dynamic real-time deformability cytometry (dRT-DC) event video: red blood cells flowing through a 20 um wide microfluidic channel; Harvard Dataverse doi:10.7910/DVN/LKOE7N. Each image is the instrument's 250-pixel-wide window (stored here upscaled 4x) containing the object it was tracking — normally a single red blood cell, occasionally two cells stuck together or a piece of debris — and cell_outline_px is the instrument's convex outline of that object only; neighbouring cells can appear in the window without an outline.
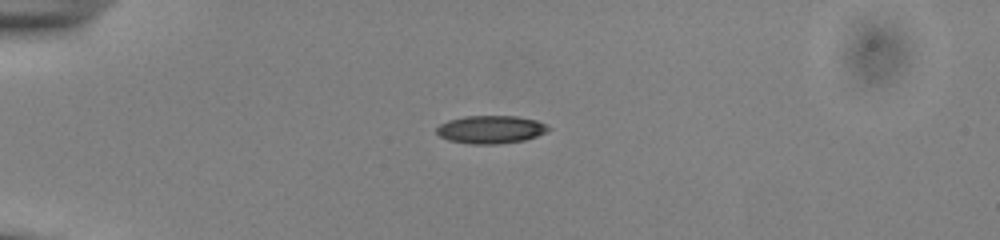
{"species": "common noctule bat (a hibernating species)", "species_latin": "Nyctalus noctula", "temperature_condition": "cold", "stored_images_in_passage": 41, "camera_frame_rate_fps": 3000, "um_per_image_px": 0.085, "animal": {"sex": "male", "body_mass_g": 13.0, "forearm_length_mm": 53.1}, "frame": {"image": 1, "passage_image": 1, "time_ms": 0.0, "image_size_px": [1000, 240], "cell_outline_px": [[552, 128], [536, 136], [524, 140], [496, 144], [472, 144], [448, 140], [440, 136], [436, 132], [436, 128], [440, 124], [448, 120], [464, 116], [516, 116], [536, 120], [548, 124]], "centroid_in_image_um": [41.71, 11.0], "position_along_channel_um": 43.3, "area_um2": 18.21}}
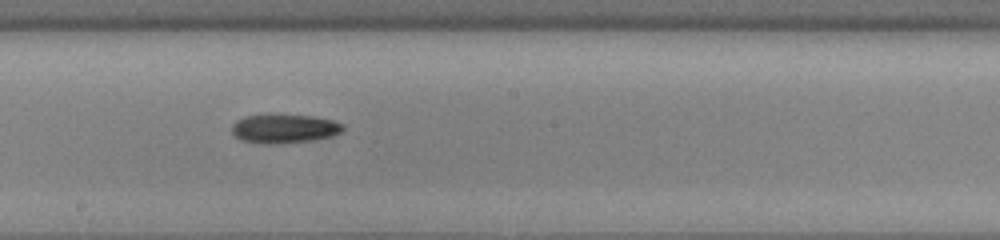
{"frame": {"image": 2, "passage_image": 18, "time_ms": 5.667, "image_size_px": [1000, 240], "cell_outline_px": [[344, 128], [340, 132], [332, 136], [312, 140], [276, 144], [260, 144], [240, 140], [232, 136], [232, 124], [236, 120], [244, 116], [268, 112], [316, 116], [332, 120], [344, 124]], "centroid_in_image_um": [24.09, 10.9], "position_along_channel_um": 224.1, "area_um2": 19.65}}
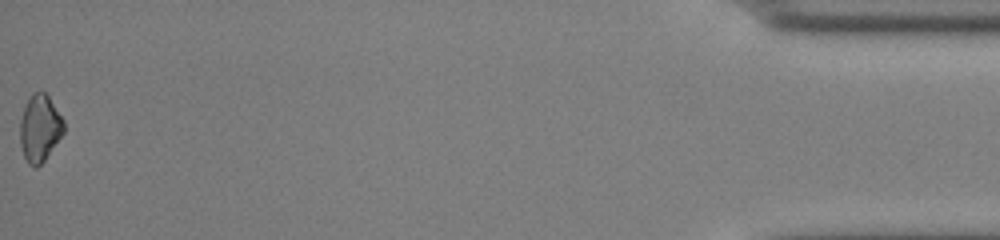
{"frame": {"image": 3, "passage_image": 41, "time_ms": 13.333, "image_size_px": [1000, 240], "cell_outline_px": [[64, 132], [44, 160], [36, 168], [28, 164], [24, 156], [20, 144], [20, 120], [24, 108], [32, 92], [44, 92], [48, 96], [64, 120]], "centroid_in_image_um": [3.37, 10.9], "position_along_channel_um": 431.8, "area_um2": 16.88}, "authors_computed_cell_mechanics": {"area_um2": 17.8024, "velocity_mm_per_s": 3.8515, "shape_relaxation_time_tau1_ms": 7.2002, "shape_relaxation_time_tau2_ms": null, "deformation_change_tau1": 0.114, "deformation_change_tau2": null}}